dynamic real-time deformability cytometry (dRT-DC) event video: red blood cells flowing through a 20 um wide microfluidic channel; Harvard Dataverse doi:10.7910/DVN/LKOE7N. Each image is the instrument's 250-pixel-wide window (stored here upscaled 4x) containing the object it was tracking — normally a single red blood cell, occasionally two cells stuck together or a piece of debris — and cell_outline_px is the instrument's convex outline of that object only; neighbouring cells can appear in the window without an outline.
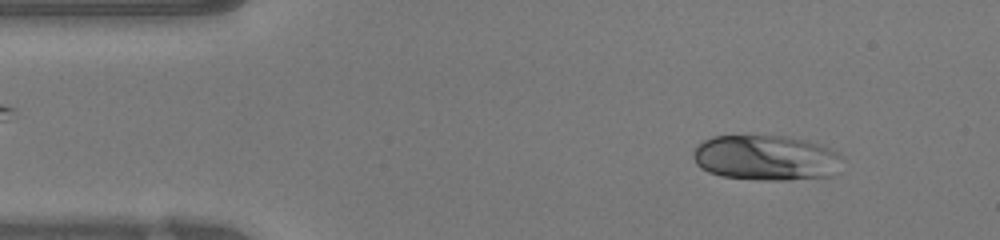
{"species": "human", "species_latin": "Homo sapiens", "temperature_condition": "warm", "stored_images_in_passage": 45, "camera_frame_rate_fps": 3000, "um_per_image_px": 0.085, "donor": {"sex": "female"}, "frame": {"image": 1, "passage_image": 4, "time_ms": 1.0, "image_size_px": [1000, 240], "cell_outline_px": [[844, 160], [840, 172], [832, 176], [788, 180], [760, 180], [720, 176], [708, 172], [700, 168], [696, 164], [692, 156], [692, 152], [704, 140], [712, 136], [788, 136], [808, 140], [820, 144], [844, 156]], "centroid_in_image_um": [65.17, 13.43], "position_along_channel_um": 19.8, "area_um2": 40.06}}
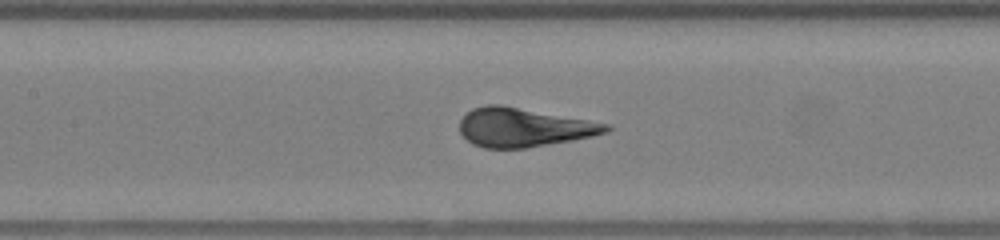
{"frame": {"image": 2, "passage_image": 19, "time_ms": 6.0, "image_size_px": [1000, 240], "cell_outline_px": [[612, 128], [608, 132], [592, 136], [572, 140], [528, 148], [484, 148], [472, 144], [460, 132], [460, 120], [472, 108], [488, 104], [500, 104], [588, 120], [608, 124]], "centroid_in_image_um": [44.49, 10.83], "position_along_channel_um": 162.9, "area_um2": 33.0}}
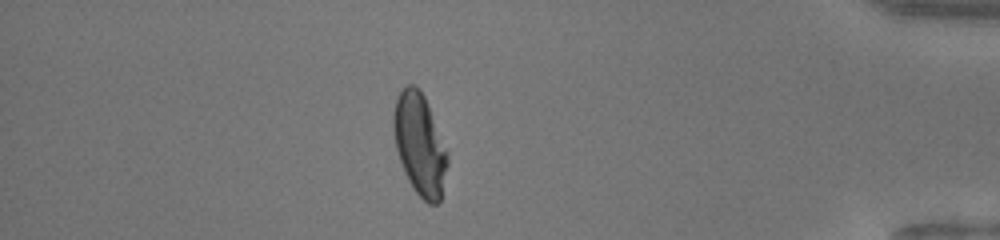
{"frame": {"image": 3, "passage_image": 39, "time_ms": 12.667, "image_size_px": [1000, 240], "cell_outline_px": [[448, 164], [440, 200], [436, 204], [428, 204], [416, 192], [408, 180], [404, 172], [396, 148], [392, 128], [392, 116], [396, 100], [400, 92], [408, 84], [416, 84], [420, 88], [428, 104], [448, 156]], "centroid_in_image_um": [35.65, 12.26], "position_along_channel_um": 399.5, "area_um2": 31.73}, "authors_computed_cell_mechanics": {"area_um2": 33.8708, "velocity_mm_per_s": 4.2515, "shape_relaxation_time_tau1_ms": 4.0345, "shape_relaxation_time_tau2_ms": null, "deformation_change_tau1": 0.2291, "deformation_change_tau2": null}}